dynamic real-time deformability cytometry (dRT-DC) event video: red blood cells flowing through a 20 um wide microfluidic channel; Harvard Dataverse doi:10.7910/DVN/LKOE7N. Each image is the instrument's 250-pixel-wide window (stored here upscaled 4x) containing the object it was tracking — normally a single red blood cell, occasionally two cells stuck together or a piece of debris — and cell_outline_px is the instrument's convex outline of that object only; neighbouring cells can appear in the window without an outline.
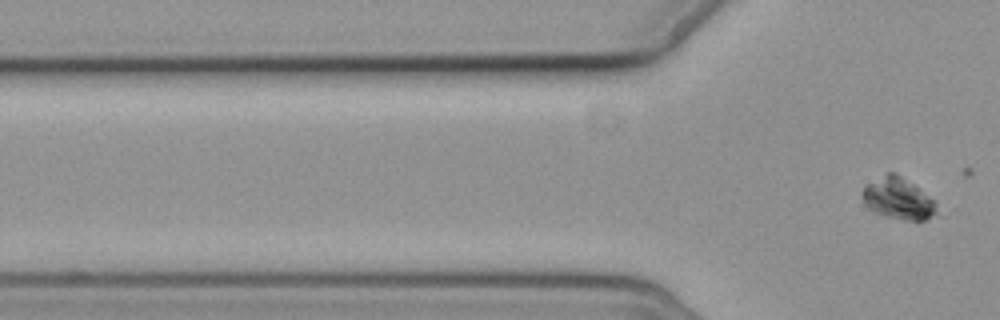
{"species": "common noctule bat (a hibernating species)", "species_latin": "Nyctalus noctula", "temperature_condition": "cold", "stored_images_in_passage": 3, "camera_frame_rate_fps": 3000, "um_per_image_px": 0.085, "animal": {"sex": "female", "body_mass_g": 19.3, "forearm_length_mm": 54.1}, "frame": {"image": 1, "passage_image": 3, "time_ms": 3.333, "image_size_px": [1000, 320], "cell_outline_px": [[936, 212], [928, 220], [904, 220], [888, 216], [876, 212], [868, 208], [864, 204], [864, 188], [868, 184], [888, 172], [896, 172], [936, 200]], "centroid_in_image_um": [76.39, 16.87], "position_along_channel_um": 49.4, "area_um2": 17.69}}